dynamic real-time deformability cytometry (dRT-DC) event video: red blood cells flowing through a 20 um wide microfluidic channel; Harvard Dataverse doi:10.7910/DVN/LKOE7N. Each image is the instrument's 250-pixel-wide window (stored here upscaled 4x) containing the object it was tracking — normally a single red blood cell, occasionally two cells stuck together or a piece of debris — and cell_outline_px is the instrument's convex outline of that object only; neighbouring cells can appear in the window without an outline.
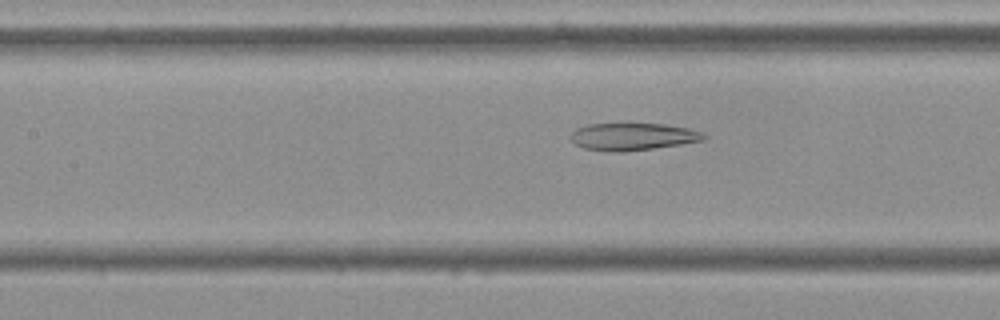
{"species": "Egyptian fruit bat (a non-hibernating species)", "species_latin": "Rousettus aegyptiacus", "temperature_condition": "cold", "stored_images_in_passage": 55, "camera_frame_rate_fps": 3000, "um_per_image_px": 0.085, "frame": {"image": 1, "passage_image": 24, "time_ms": 7.667, "image_size_px": [1000, 320], "cell_outline_px": [[708, 136], [704, 140], [680, 144], [624, 152], [608, 152], [584, 148], [576, 144], [568, 136], [576, 128], [588, 124], [624, 120], [664, 124], [688, 128], [704, 132]], "centroid_in_image_um": [53.75, 11.56], "position_along_channel_um": 153.7, "area_um2": 22.31}}
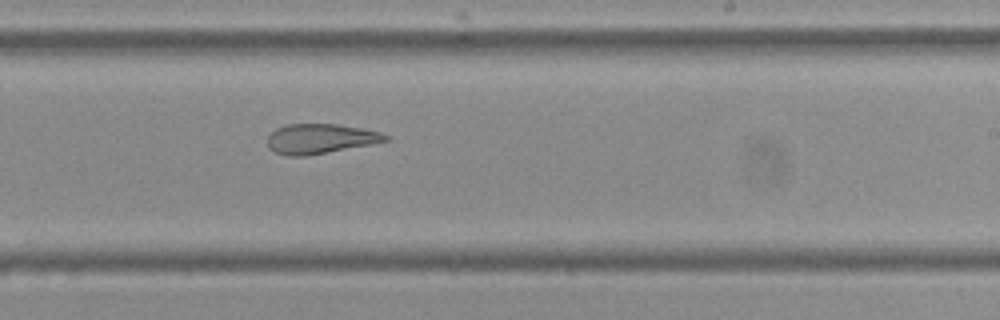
{"frame": {"image": 2, "passage_image": 33, "time_ms": 10.667, "image_size_px": [1000, 320], "cell_outline_px": [[392, 140], [372, 144], [304, 156], [288, 156], [276, 152], [268, 148], [268, 136], [276, 128], [288, 124], [336, 124], [360, 128], [380, 132], [388, 136]], "centroid_in_image_um": [27.23, 11.79], "position_along_channel_um": 261.8, "area_um2": 20.35}}
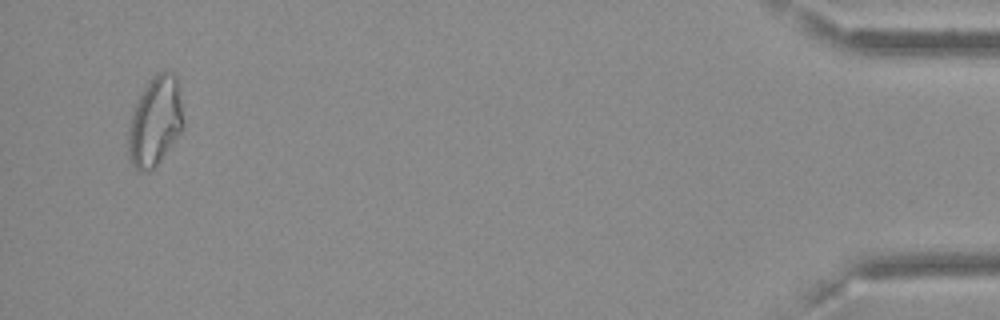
{"frame": {"image": 3, "passage_image": 53, "time_ms": 17.333, "image_size_px": [1000, 320], "cell_outline_px": [[184, 128], [160, 160], [148, 172], [140, 172], [132, 164], [128, 156], [128, 128], [136, 100], [148, 80], [156, 72], [176, 72], [184, 120]], "centroid_in_image_um": [13.18, 10.29], "position_along_channel_um": 422.0, "area_um2": 28.9}, "authors_computed_cell_mechanics": {"area_um2": 25.4898, "velocity_mm_per_s": 3.6123, "shape_relaxation_time_tau1_ms": null, "shape_relaxation_time_tau2_ms": 3.4835, "deformation_change_tau1": null, "deformation_change_tau2": 0.1203}}